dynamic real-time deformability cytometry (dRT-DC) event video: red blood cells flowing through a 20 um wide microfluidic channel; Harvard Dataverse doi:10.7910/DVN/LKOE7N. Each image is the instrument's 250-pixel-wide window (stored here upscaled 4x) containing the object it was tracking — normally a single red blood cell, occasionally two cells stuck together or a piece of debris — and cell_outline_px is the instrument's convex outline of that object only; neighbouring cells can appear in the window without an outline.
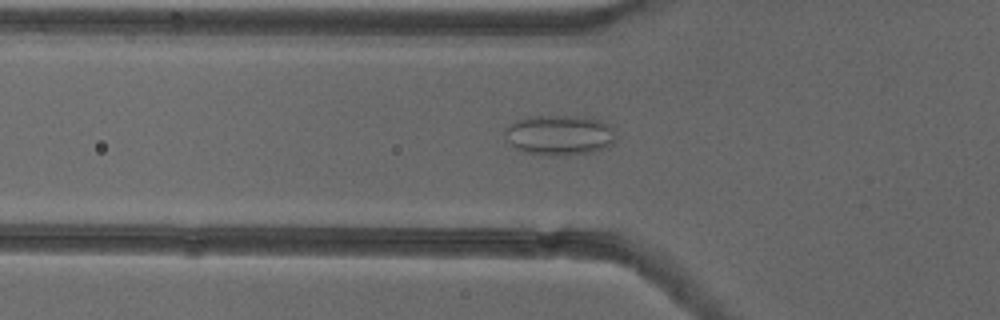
{"species": "common noctule bat (a hibernating species)", "species_latin": "Nyctalus noctula", "temperature_condition": "cold", "stored_images_in_passage": 52, "camera_frame_rate_fps": 3000, "um_per_image_px": 0.085, "animal": {"sex": "female"}, "frame": {"image": 1, "passage_image": 18, "time_ms": 5.667, "image_size_px": [1000, 320], "cell_outline_px": [[616, 140], [612, 144], [604, 148], [592, 152], [568, 156], [544, 156], [528, 152], [516, 148], [504, 136], [504, 128], [508, 124], [516, 120], [532, 116], [576, 116], [600, 120], [608, 124], [612, 128], [616, 136]], "centroid_in_image_um": [47.55, 11.49], "position_along_channel_um": 78.2, "area_um2": 26.24}}
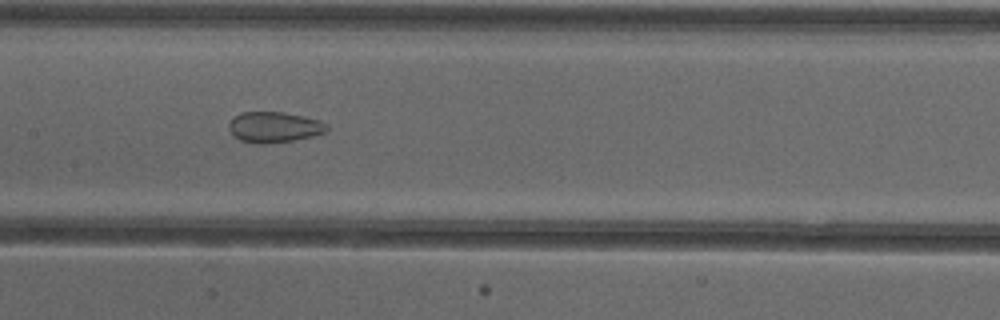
{"frame": {"image": 2, "passage_image": 26, "time_ms": 8.333, "image_size_px": [1000, 320], "cell_outline_px": [[328, 128], [324, 132], [312, 136], [292, 140], [264, 144], [256, 144], [240, 140], [232, 136], [228, 128], [228, 124], [240, 112], [284, 112], [304, 116], [320, 120], [328, 124]], "centroid_in_image_um": [23.28, 10.8], "position_along_channel_um": 184.1, "area_um2": 17.57}}
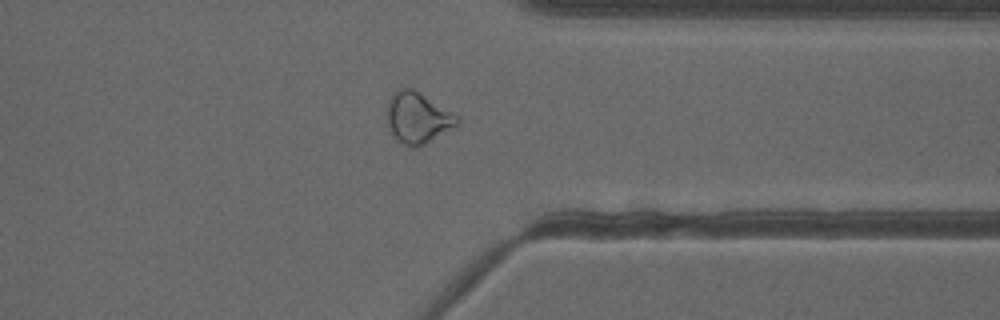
{"frame": {"image": 3, "passage_image": 41, "time_ms": 13.333, "image_size_px": [1000, 320], "cell_outline_px": [[460, 124], [456, 128], [416, 148], [412, 148], [404, 144], [392, 132], [388, 124], [388, 100], [392, 92], [396, 88], [412, 88], [420, 92], [460, 116]], "centroid_in_image_um": [35.57, 9.99], "position_along_channel_um": 375.8, "area_um2": 21.1}, "authors_computed_cell_mechanics": {"area_um2": 22.1374, "velocity_mm_per_s": 3.8974, "shape_relaxation_time_tau1_ms": null, "shape_relaxation_time_tau2_ms": 1.9693, "deformation_change_tau1": null, "deformation_change_tau2": 0.0813}}